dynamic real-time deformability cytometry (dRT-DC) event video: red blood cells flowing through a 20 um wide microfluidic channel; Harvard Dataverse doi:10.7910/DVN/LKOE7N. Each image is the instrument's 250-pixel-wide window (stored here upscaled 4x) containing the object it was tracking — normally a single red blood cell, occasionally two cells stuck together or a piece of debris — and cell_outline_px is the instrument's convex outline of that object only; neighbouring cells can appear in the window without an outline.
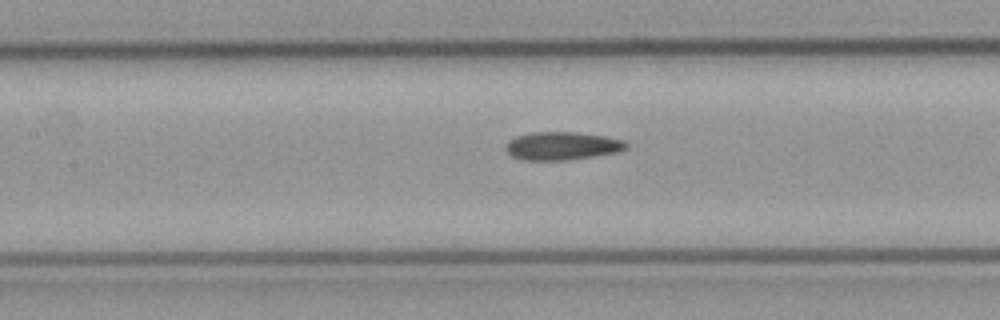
{"species": "common noctule bat (a hibernating species)", "species_latin": "Nyctalus noctula", "temperature_condition": "cold", "stored_images_in_passage": 9, "camera_frame_rate_fps": 3000, "um_per_image_px": 0.085, "animal": {"sex": "male", "body_mass_g": 23.1, "forearm_length_mm": 52.7}, "frame": {"image": 1, "passage_image": 8, "time_ms": 2.333, "image_size_px": [1000, 320], "cell_outline_px": [[628, 148], [616, 152], [568, 160], [524, 160], [512, 156], [504, 148], [504, 144], [508, 140], [516, 136], [528, 132], [576, 132], [604, 136], [624, 140], [628, 144]], "centroid_in_image_um": [47.73, 12.39], "position_along_channel_um": 159.7, "area_um2": 19.83}}